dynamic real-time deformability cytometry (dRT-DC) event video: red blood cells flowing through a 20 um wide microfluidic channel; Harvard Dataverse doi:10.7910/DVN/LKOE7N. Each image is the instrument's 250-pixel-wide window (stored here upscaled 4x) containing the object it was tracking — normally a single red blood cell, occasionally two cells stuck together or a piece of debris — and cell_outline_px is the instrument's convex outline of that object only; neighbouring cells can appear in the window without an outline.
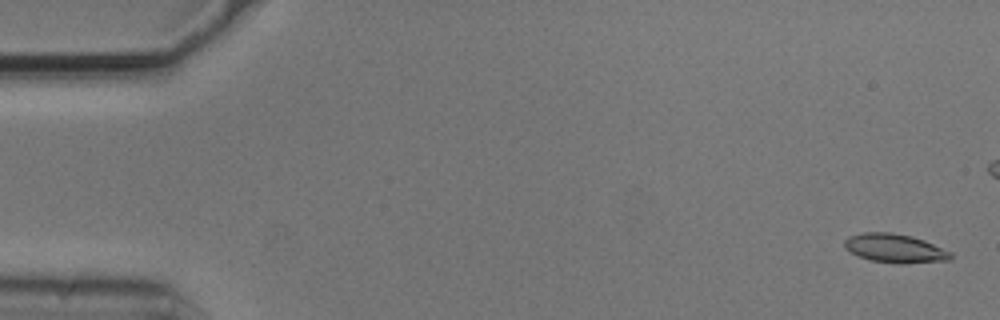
{"species": "common noctule bat (a hibernating species)", "species_latin": "Nyctalus noctula", "temperature_condition": "cold", "stored_images_in_passage": 56, "camera_frame_rate_fps": 3000, "um_per_image_px": 0.085, "animal": {"sex": "male", "body_mass_g": 20.5, "forearm_length_mm": 52.5}, "frame": {"image": 1, "passage_image": 2, "time_ms": 0.333, "image_size_px": [1000, 320], "cell_outline_px": [[952, 256], [948, 260], [904, 264], [896, 264], [872, 260], [860, 256], [844, 248], [844, 240], [848, 236], [864, 232], [892, 232], [912, 236], [924, 240], [952, 252]], "centroid_in_image_um": [76.07, 21.1], "position_along_channel_um": 8.9, "area_um2": 17.86}}
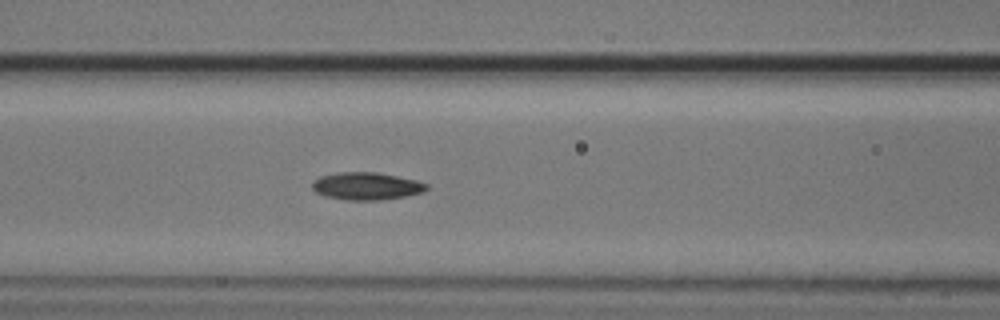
{"frame": {"image": 2, "passage_image": 23, "time_ms": 7.333, "image_size_px": [1000, 320], "cell_outline_px": [[428, 188], [424, 192], [404, 196], [380, 200], [344, 200], [328, 196], [316, 192], [312, 188], [312, 180], [320, 176], [336, 172], [376, 172], [416, 180], [428, 184]], "centroid_in_image_um": [31.13, 15.81], "position_along_channel_um": 135.5, "area_um2": 18.32}}
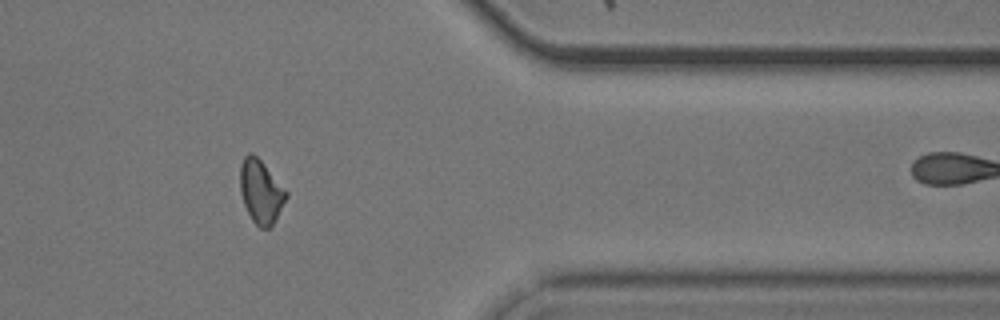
{"frame": {"image": 3, "passage_image": 45, "time_ms": 14.667, "image_size_px": [1000, 320], "cell_outline_px": [[288, 196], [272, 224], [268, 228], [260, 228], [252, 220], [244, 204], [240, 192], [240, 164], [244, 156], [248, 152], [252, 152], [260, 160], [288, 192]], "centroid_in_image_um": [22.15, 16.26], "position_along_channel_um": 389.2, "area_um2": 16.82}, "authors_computed_cell_mechanics": {"area_um2": 17.34, "velocity_mm_per_s": 3.7148, "shape_relaxation_time_tau1_ms": 3.8791, "shape_relaxation_time_tau2_ms": null, "deformation_change_tau1": 0.1236, "deformation_change_tau2": null}}